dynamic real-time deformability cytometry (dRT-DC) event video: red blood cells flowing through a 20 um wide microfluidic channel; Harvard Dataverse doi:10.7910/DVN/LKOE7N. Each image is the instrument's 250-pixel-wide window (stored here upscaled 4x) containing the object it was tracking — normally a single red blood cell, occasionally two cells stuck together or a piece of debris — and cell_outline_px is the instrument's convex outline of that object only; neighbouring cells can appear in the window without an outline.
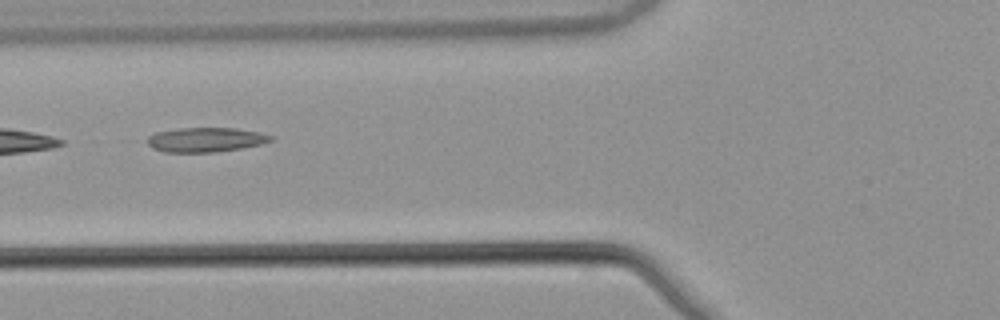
{"species": "common noctule bat (a hibernating species)", "species_latin": "Nyctalus noctula", "temperature_condition": "warm", "stored_images_in_passage": 2, "camera_frame_rate_fps": 3000, "um_per_image_px": 0.085, "animal": {"sex": "male", "body_mass_g": 21.5, "forearm_length_mm": 52.0}, "frame": {"image": 1, "passage_image": 2, "time_ms": 0.333, "image_size_px": [1000, 320], "cell_outline_px": [[276, 140], [260, 144], [240, 148], [216, 152], [164, 152], [152, 148], [148, 144], [148, 136], [156, 132], [180, 128], [236, 128], [260, 132], [276, 136]], "centroid_in_image_um": [17.53, 11.87], "position_along_channel_um": 108.3, "area_um2": 17.74}}